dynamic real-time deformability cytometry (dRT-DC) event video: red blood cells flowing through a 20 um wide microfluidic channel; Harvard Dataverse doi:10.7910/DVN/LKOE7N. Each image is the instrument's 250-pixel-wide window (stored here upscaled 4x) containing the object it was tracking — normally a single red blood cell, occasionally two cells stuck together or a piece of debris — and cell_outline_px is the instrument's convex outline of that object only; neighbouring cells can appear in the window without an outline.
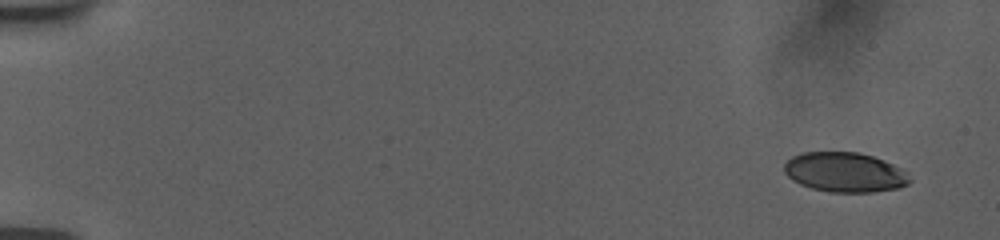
{"species": "human", "species_latin": "Homo sapiens", "temperature_condition": "room temperature", "stored_images_in_passage": 12, "camera_frame_rate_fps": 3000, "um_per_image_px": 0.085, "donor": {"sex": "female"}, "frame": {"image": 1, "passage_image": 1, "time_ms": 0.0, "image_size_px": [1000, 240], "cell_outline_px": [[912, 180], [908, 184], [900, 188], [872, 192], [828, 192], [812, 188], [800, 184], [792, 180], [784, 172], [784, 164], [792, 156], [800, 152], [860, 152], [884, 160], [908, 172]], "centroid_in_image_um": [71.82, 14.64], "position_along_channel_um": 13.2, "area_um2": 29.3}}
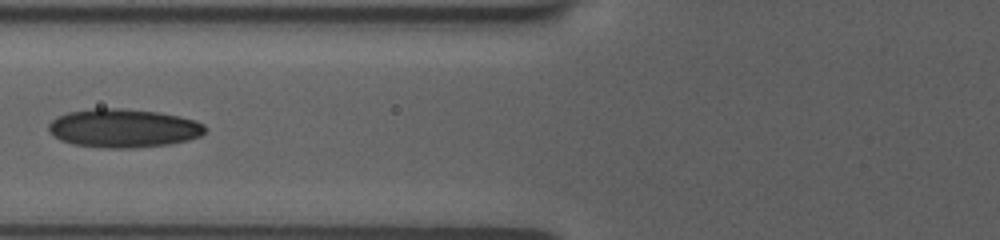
{"frame": {"image": 2, "passage_image": 10, "time_ms": 7.0, "image_size_px": [1000, 240], "cell_outline_px": [[204, 132], [200, 136], [188, 140], [168, 144], [132, 148], [108, 148], [72, 144], [60, 140], [48, 132], [48, 124], [56, 116], [68, 112], [92, 108], [120, 108], [160, 112], [180, 116], [196, 120], [204, 124]], "centroid_in_image_um": [10.46, 10.89], "position_along_channel_um": 115.3, "area_um2": 35.37}}
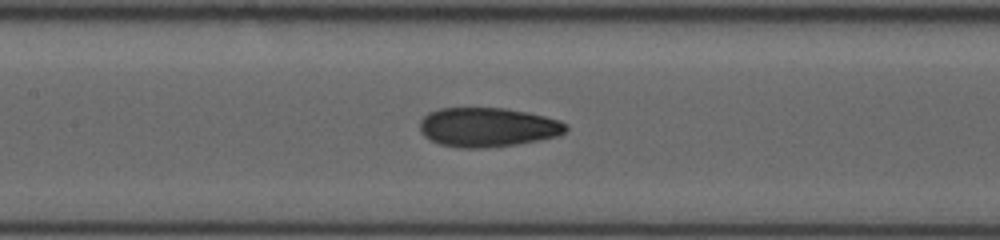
{"frame": {"image": 3, "passage_image": 12, "time_ms": 8.333, "image_size_px": [1000, 240], "cell_outline_px": [[568, 128], [564, 132], [556, 136], [540, 140], [516, 144], [484, 148], [456, 148], [440, 144], [424, 136], [420, 132], [420, 120], [428, 112], [440, 108], [504, 108], [528, 112], [560, 120], [568, 124]], "centroid_in_image_um": [41.44, 10.81], "position_along_channel_um": 166.0, "area_um2": 33.58}}